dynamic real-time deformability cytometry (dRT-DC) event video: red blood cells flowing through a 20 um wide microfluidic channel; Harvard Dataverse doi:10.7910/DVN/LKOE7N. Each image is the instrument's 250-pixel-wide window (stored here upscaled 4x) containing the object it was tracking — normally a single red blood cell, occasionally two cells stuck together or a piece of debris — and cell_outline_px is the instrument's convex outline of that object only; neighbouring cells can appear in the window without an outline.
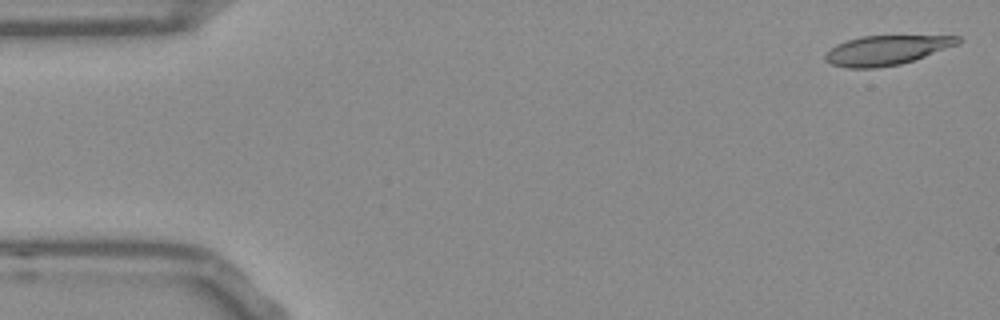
{"species": "Egyptian fruit bat (a non-hibernating species)", "species_latin": "Rousettus aegyptiacus", "temperature_condition": "room temperature", "stored_images_in_passage": 53, "camera_frame_rate_fps": 3000, "um_per_image_px": 0.085, "frame": {"image": 1, "passage_image": 1, "time_ms": 0.0, "image_size_px": [1000, 320], "cell_outline_px": [[964, 40], [960, 44], [900, 64], [876, 68], [848, 68], [832, 64], [824, 60], [824, 56], [836, 44], [860, 36], [960, 36]], "centroid_in_image_um": [75.36, 4.26], "position_along_channel_um": 9.6, "area_um2": 22.66}}
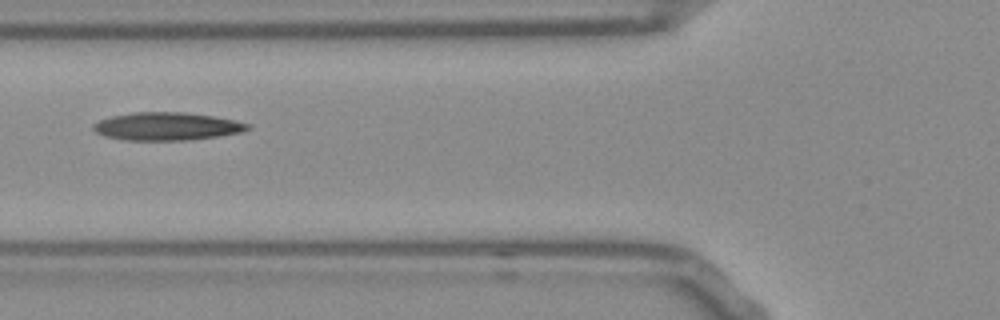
{"frame": {"image": 2, "passage_image": 19, "time_ms": 6.0, "image_size_px": [1000, 320], "cell_outline_px": [[252, 128], [240, 132], [216, 136], [188, 140], [120, 140], [104, 136], [96, 132], [92, 128], [92, 124], [100, 120], [112, 116], [136, 112], [184, 112], [212, 116], [252, 124]], "centroid_in_image_um": [14.15, 10.74], "position_along_channel_um": 111.6, "area_um2": 25.03}}
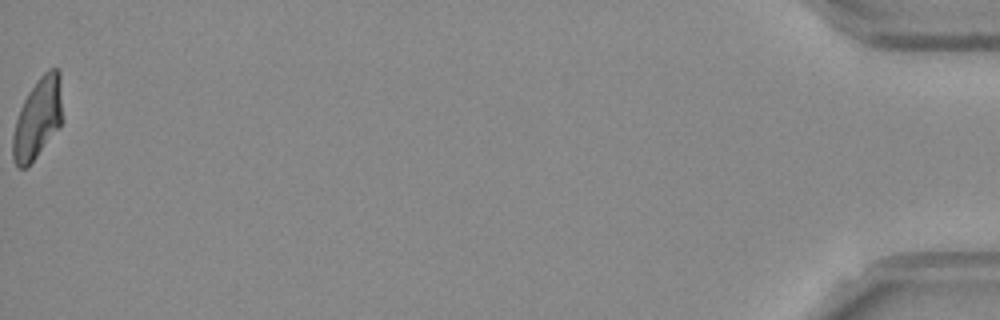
{"frame": {"image": 3, "passage_image": 53, "time_ms": 17.333, "image_size_px": [1000, 320], "cell_outline_px": [[64, 120], [60, 128], [36, 156], [24, 168], [16, 168], [12, 160], [12, 136], [16, 120], [20, 108], [28, 92], [40, 76], [48, 68], [60, 68]], "centroid_in_image_um": [3.24, 10.03], "position_along_channel_um": 432.0, "area_um2": 23.87}, "authors_computed_cell_mechanics": {"area_um2": 24.2182, "velocity_mm_per_s": 3.7665, "shape_relaxation_time_tau1_ms": null, "shape_relaxation_time_tau2_ms": 6.5919, "deformation_change_tau1": null, "deformation_change_tau2": 0.1828}}